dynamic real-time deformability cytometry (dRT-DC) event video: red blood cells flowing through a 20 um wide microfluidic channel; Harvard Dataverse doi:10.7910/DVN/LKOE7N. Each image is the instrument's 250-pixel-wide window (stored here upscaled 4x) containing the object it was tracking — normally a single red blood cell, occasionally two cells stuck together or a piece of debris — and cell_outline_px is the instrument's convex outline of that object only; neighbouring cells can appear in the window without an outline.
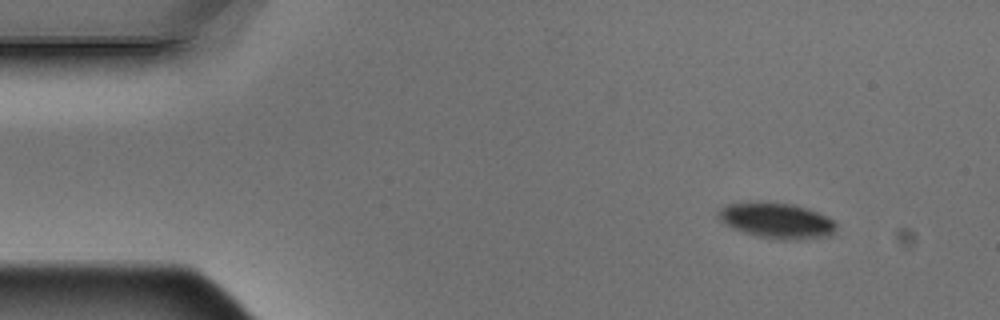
{"species": "Egyptian fruit bat (a non-hibernating species)", "species_latin": "Rousettus aegyptiacus", "temperature_condition": "warm", "stored_images_in_passage": 3, "camera_frame_rate_fps": 3000, "um_per_image_px": 0.085, "animal": {"sex": "male"}, "frame": {"image": 1, "passage_image": 1, "time_ms": 0.0, "image_size_px": [1000, 320], "cell_outline_px": [[836, 228], [832, 236], [800, 240], [784, 240], [756, 236], [732, 228], [720, 220], [720, 208], [724, 204], [760, 200], [796, 204], [808, 208], [836, 220]], "centroid_in_image_um": [66.06, 18.73], "position_along_channel_um": 18.9, "area_um2": 25.09}}
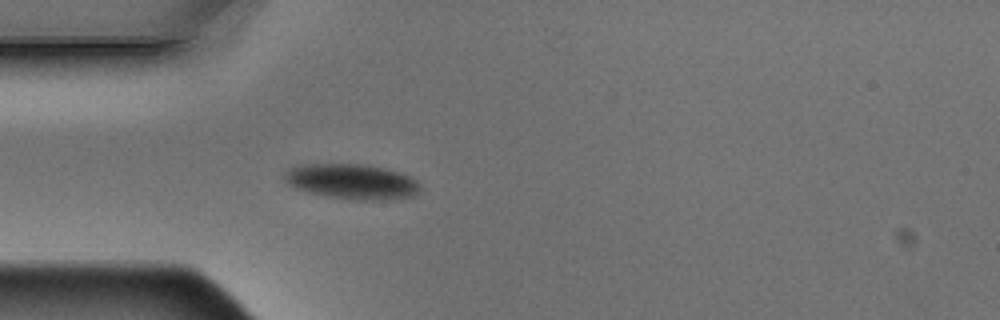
{"frame": {"image": 2, "passage_image": 3, "time_ms": 0.667, "image_size_px": [1000, 320], "cell_outline_px": [[420, 192], [416, 196], [396, 200], [352, 200], [328, 196], [308, 192], [296, 188], [288, 184], [280, 176], [288, 168], [300, 164], [368, 164], [400, 172], [412, 176], [420, 184]], "centroid_in_image_um": [29.94, 15.44], "position_along_channel_um": 55.1, "area_um2": 28.55}}